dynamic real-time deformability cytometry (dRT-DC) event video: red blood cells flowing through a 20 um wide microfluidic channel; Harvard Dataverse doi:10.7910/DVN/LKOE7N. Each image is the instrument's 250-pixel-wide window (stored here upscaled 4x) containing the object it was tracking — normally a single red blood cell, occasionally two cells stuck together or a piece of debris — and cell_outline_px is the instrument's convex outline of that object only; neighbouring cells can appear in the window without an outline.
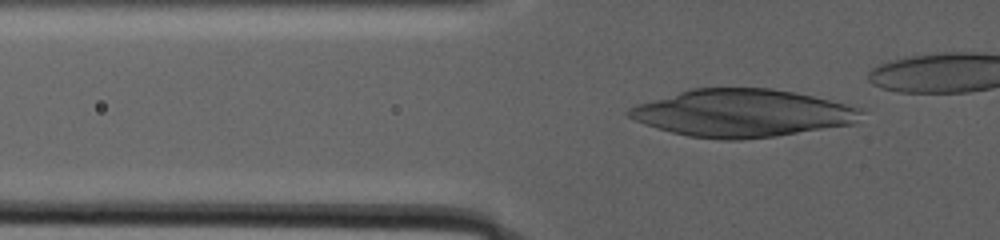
{"species": "human", "species_latin": "Homo sapiens", "temperature_condition": "warm", "stored_images_in_passage": 98, "camera_frame_rate_fps": 3000, "um_per_image_px": 0.085, "donor": {"sex": "male"}, "frame": {"image": 1, "passage_image": 38, "time_ms": 13.333, "image_size_px": [1000, 240], "cell_outline_px": [[864, 112], [852, 124], [776, 136], [740, 140], [720, 140], [688, 136], [656, 128], [644, 124], [628, 116], [624, 112], [628, 108], [636, 104], [692, 88], [772, 88], [812, 96], [860, 108]], "centroid_in_image_um": [63.02, 9.62], "position_along_channel_um": 62.8, "area_um2": 64.1}}
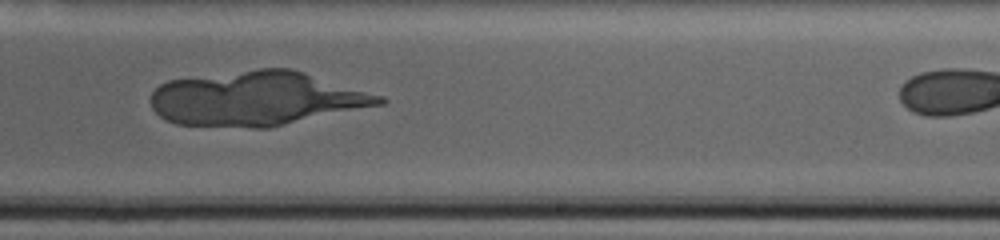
{"frame": {"image": 2, "passage_image": 67, "time_ms": 24.0, "image_size_px": [1000, 240], "cell_outline_px": [[388, 100], [384, 104], [272, 128], [252, 128], [176, 124], [164, 120], [152, 108], [152, 92], [160, 84], [168, 80], [260, 68], [288, 68], [304, 72], [384, 96]], "centroid_in_image_um": [21.84, 8.39], "position_along_channel_um": 267.2, "area_um2": 72.71}}
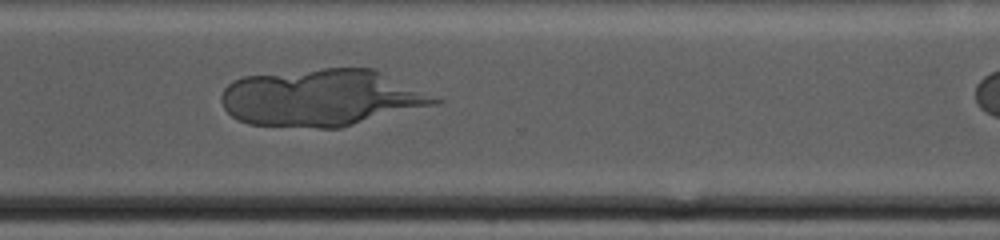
{"frame": {"image": 3, "passage_image": 83, "time_ms": 27.667, "image_size_px": [1000, 240], "cell_outline_px": [[444, 100], [440, 104], [340, 128], [316, 128], [248, 124], [236, 120], [224, 108], [220, 100], [220, 96], [224, 88], [232, 80], [244, 76], [324, 68], [376, 68], [440, 96]], "centroid_in_image_um": [27.42, 8.3], "position_along_channel_um": 343.2, "area_um2": 72.13}}